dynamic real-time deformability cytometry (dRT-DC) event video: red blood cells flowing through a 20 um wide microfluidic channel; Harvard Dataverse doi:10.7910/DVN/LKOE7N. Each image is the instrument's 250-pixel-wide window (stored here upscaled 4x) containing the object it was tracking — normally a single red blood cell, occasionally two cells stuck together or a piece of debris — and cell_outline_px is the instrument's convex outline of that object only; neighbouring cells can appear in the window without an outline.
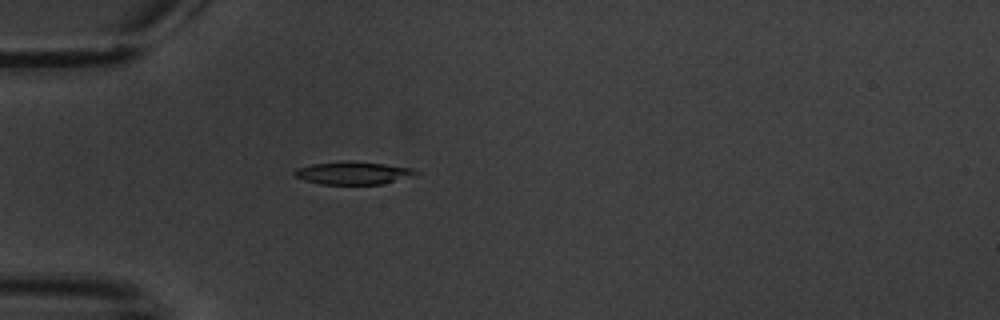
{"species": "common noctule bat (a hibernating species)", "species_latin": "Nyctalus noctula", "temperature_condition": "warm", "stored_images_in_passage": 2, "camera_frame_rate_fps": 3000, "um_per_image_px": 0.085, "animal": {"sex": "male", "body_mass_g": 20.1, "forearm_length_mm": 53.5}, "frame": {"image": 1, "passage_image": 2, "time_ms": 1.333, "image_size_px": [1000, 320], "cell_outline_px": [[420, 172], [380, 184], [320, 184], [304, 180], [296, 176], [292, 172], [296, 168], [312, 164], [348, 160], [384, 164], [412, 168]], "centroid_in_image_um": [29.91, 14.69], "position_along_channel_um": 55.1, "area_um2": 15.78}}